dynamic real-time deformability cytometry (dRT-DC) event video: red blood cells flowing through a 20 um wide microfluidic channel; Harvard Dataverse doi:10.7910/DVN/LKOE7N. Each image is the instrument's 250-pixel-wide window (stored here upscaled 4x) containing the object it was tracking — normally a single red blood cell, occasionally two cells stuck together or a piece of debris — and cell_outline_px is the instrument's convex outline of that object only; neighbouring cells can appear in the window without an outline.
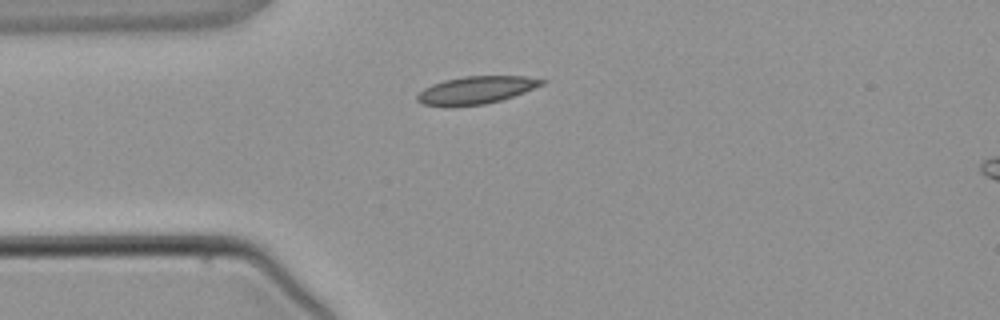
{"species": "common noctule bat (a hibernating species)", "species_latin": "Nyctalus noctula", "temperature_condition": "warm", "stored_images_in_passage": 1, "camera_frame_rate_fps": 3000, "um_per_image_px": 0.085, "animal": {"sex": "male", "body_mass_g": 21.5, "forearm_length_mm": 52.0}, "frame": {"image": 1, "passage_image": 1, "time_ms": 0.0, "image_size_px": [1000, 320], "cell_outline_px": [[548, 80], [544, 84], [524, 92], [500, 100], [484, 104], [424, 104], [416, 100], [416, 96], [424, 88], [432, 84], [444, 80], [464, 76], [524, 76]], "centroid_in_image_um": [40.52, 7.61], "position_along_channel_um": 44.5, "area_um2": 19.36}}